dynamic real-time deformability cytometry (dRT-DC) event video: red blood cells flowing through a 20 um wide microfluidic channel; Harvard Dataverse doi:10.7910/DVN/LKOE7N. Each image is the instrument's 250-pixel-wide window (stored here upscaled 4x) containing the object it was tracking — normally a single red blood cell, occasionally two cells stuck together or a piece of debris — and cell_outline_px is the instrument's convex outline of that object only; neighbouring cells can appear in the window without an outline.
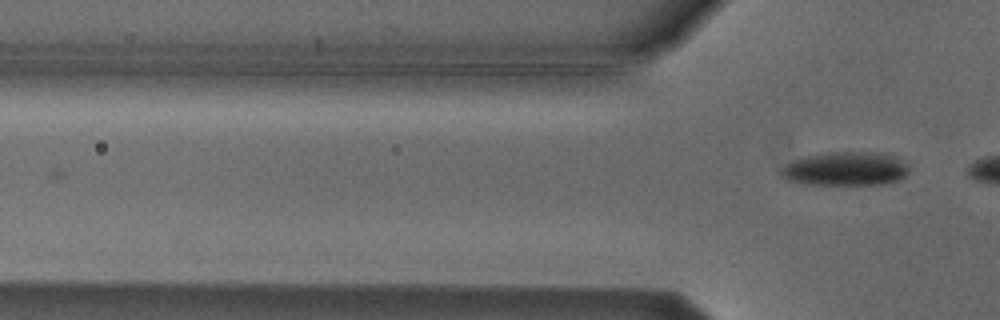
{"species": "Egyptian fruit bat (a non-hibernating species)", "species_latin": "Rousettus aegyptiacus", "temperature_condition": "cold", "stored_images_in_passage": 6, "camera_frame_rate_fps": 3000, "um_per_image_px": 0.085, "animal": {"sex": "male"}, "frame": {"image": 1, "passage_image": 6, "time_ms": 6.0, "image_size_px": [1000, 320], "cell_outline_px": [[908, 172], [900, 180], [884, 184], [804, 184], [784, 180], [780, 176], [780, 168], [784, 164], [792, 160], [804, 156], [828, 152], [880, 152], [892, 156], [908, 164]], "centroid_in_image_um": [71.8, 14.35], "position_along_channel_um": 54.0, "area_um2": 25.49}}